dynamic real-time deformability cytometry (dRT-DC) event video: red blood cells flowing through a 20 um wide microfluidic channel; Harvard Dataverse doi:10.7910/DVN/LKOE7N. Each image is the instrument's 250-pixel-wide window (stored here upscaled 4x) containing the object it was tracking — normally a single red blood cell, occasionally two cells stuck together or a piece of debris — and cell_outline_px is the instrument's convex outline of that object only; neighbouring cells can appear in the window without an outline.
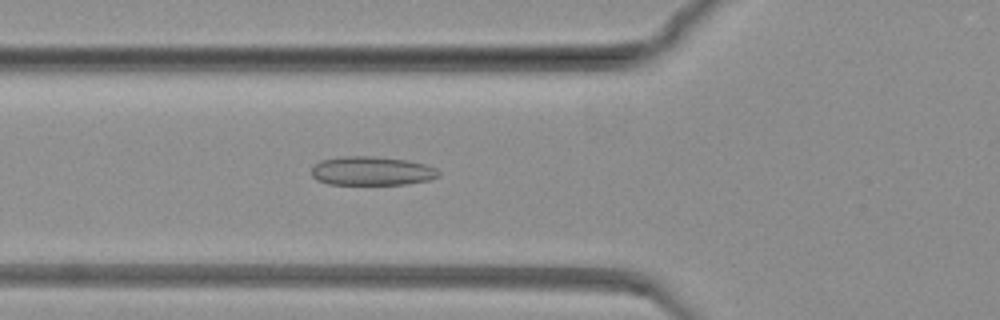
{"species": "common noctule bat (a hibernating species)", "species_latin": "Nyctalus noctula", "temperature_condition": "warm", "stored_images_in_passage": 55, "camera_frame_rate_fps": 3000, "um_per_image_px": 0.085, "animal": {"sex": "female", "body_mass_g": 19.3, "forearm_length_mm": 54.1}, "frame": {"image": 1, "passage_image": 7, "time_ms": 2.0, "image_size_px": [1000, 320], "cell_outline_px": [[440, 176], [428, 180], [404, 184], [328, 184], [316, 180], [312, 176], [312, 168], [320, 160], [340, 156], [372, 156], [408, 160], [424, 164], [436, 168], [440, 172]], "centroid_in_image_um": [31.59, 14.52], "position_along_channel_um": 94.2, "area_um2": 21.44}}
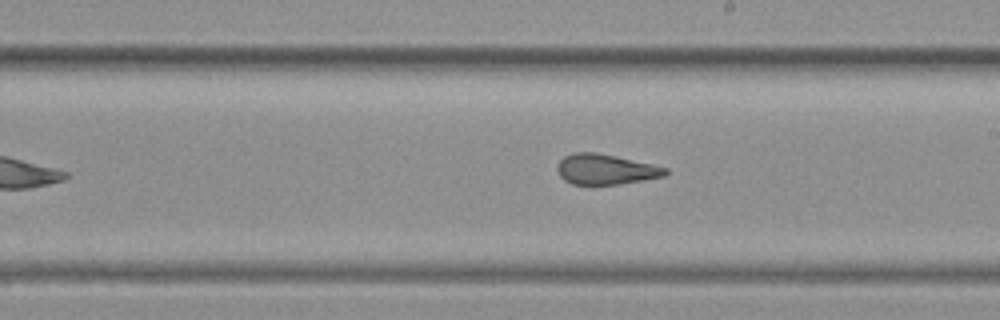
{"frame": {"image": 2, "passage_image": 24, "time_ms": 7.667, "image_size_px": [1000, 320], "cell_outline_px": [[668, 172], [664, 176], [620, 184], [572, 184], [564, 180], [560, 176], [556, 168], [556, 164], [564, 156], [576, 152], [596, 152], [616, 156], [652, 164], [668, 168]], "centroid_in_image_um": [51.45, 14.38], "position_along_channel_um": 237.6, "area_um2": 19.07}}
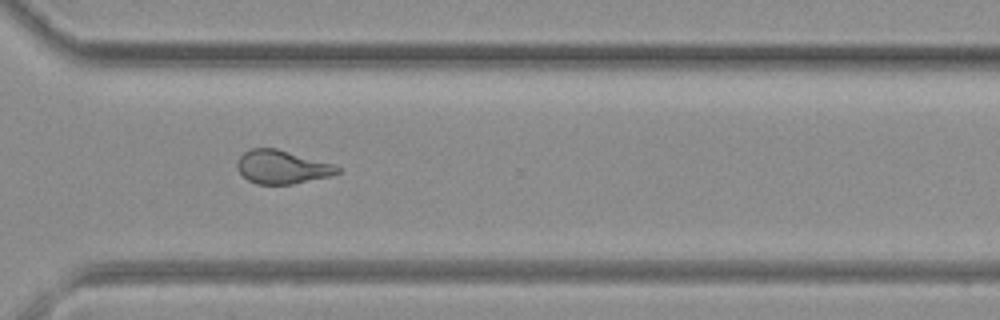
{"frame": {"image": 3, "passage_image": 37, "time_ms": 12.0, "image_size_px": [1000, 320], "cell_outline_px": [[340, 172], [328, 176], [292, 184], [256, 184], [248, 180], [236, 168], [236, 164], [240, 156], [244, 152], [252, 148], [276, 148], [332, 164], [340, 168]], "centroid_in_image_um": [23.92, 14.19], "position_along_channel_um": 346.7, "area_um2": 19.25}}